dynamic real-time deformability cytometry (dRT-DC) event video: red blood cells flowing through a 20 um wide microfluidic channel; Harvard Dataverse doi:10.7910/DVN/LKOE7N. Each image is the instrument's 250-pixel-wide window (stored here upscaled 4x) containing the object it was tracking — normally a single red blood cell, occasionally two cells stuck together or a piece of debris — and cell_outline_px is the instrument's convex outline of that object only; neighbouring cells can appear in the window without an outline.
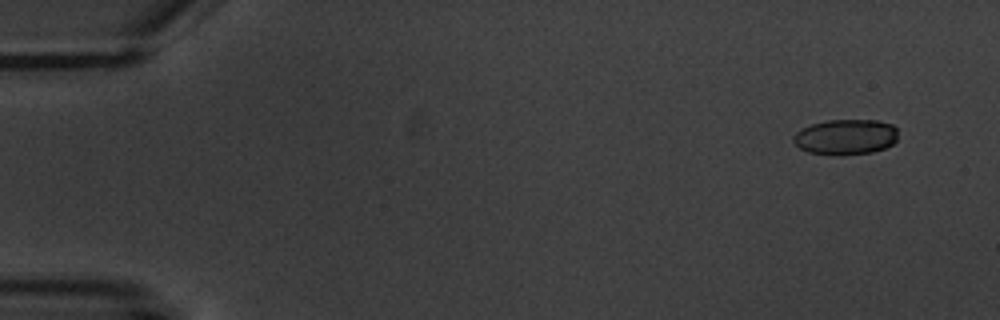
{"species": "common noctule bat (a hibernating species)", "species_latin": "Nyctalus noctula", "temperature_condition": "warm", "stored_images_in_passage": 4, "camera_frame_rate_fps": 3000, "um_per_image_px": 0.085, "animal": {"sex": "male", "body_mass_g": 20.1, "forearm_length_mm": 53.5}, "frame": {"image": 1, "passage_image": 1, "time_ms": 0.0, "image_size_px": [1000, 320], "cell_outline_px": [[896, 140], [892, 144], [884, 148], [872, 152], [840, 156], [832, 156], [808, 152], [800, 148], [792, 140], [792, 136], [796, 132], [812, 124], [828, 120], [876, 120], [892, 124], [896, 128]], "centroid_in_image_um": [71.86, 11.66], "position_along_channel_um": 13.1, "area_um2": 21.73}}
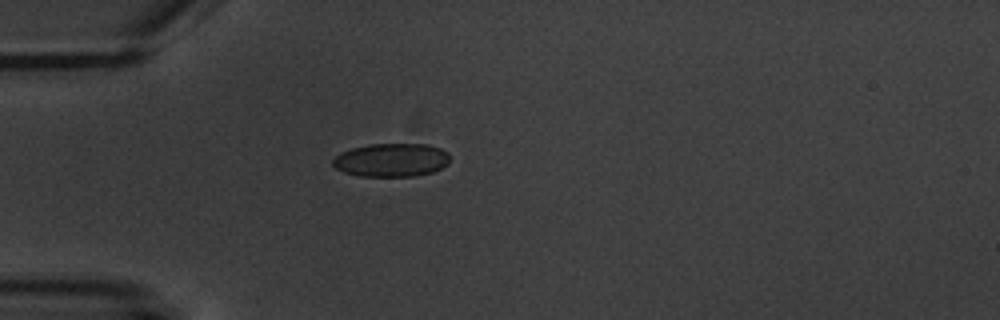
{"frame": {"image": 2, "passage_image": 4, "time_ms": 4.333, "image_size_px": [1000, 320], "cell_outline_px": [[448, 164], [432, 172], [412, 176], [360, 176], [344, 172], [336, 168], [332, 164], [332, 160], [340, 152], [352, 148], [368, 144], [428, 144], [440, 148], [448, 152]], "centroid_in_image_um": [33.25, 13.59], "position_along_channel_um": 51.7, "area_um2": 22.77}}